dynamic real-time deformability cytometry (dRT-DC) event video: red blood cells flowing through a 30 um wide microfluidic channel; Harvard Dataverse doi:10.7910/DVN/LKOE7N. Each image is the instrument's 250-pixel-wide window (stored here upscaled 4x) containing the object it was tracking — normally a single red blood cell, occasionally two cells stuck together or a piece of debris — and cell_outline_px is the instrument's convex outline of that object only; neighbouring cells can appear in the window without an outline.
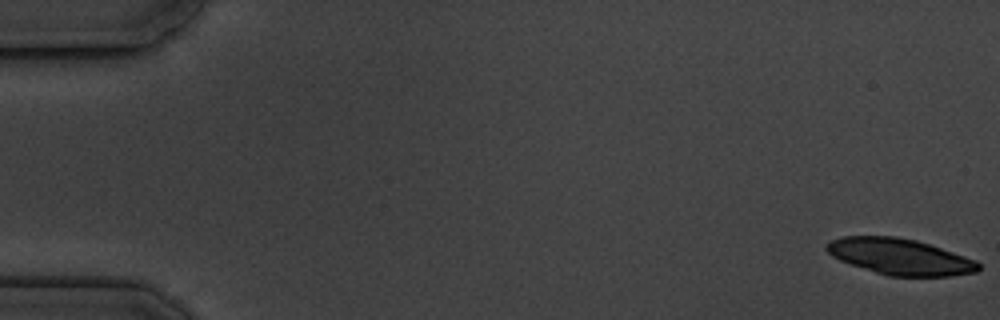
{"species": "common noctule bat (a hibernating species)", "species_latin": "Nyctalus noctula", "temperature_condition": "cold", "stored_images_in_passage": 5, "camera_frame_rate_fps": 3000, "um_per_image_px": 0.085, "animal": {"sex": "male", "body_mass_g": 19.5, "forearm_length_mm": 54.6}, "frame": {"image": 1, "passage_image": 1, "time_ms": 0.0, "image_size_px": [1000, 320], "cell_outline_px": [[980, 268], [976, 272], [948, 276], [888, 276], [840, 260], [832, 256], [824, 248], [824, 244], [832, 240], [844, 236], [896, 236], [916, 240], [976, 260], [980, 264]], "centroid_in_image_um": [76.48, 21.81], "position_along_channel_um": 8.5, "area_um2": 31.67}}